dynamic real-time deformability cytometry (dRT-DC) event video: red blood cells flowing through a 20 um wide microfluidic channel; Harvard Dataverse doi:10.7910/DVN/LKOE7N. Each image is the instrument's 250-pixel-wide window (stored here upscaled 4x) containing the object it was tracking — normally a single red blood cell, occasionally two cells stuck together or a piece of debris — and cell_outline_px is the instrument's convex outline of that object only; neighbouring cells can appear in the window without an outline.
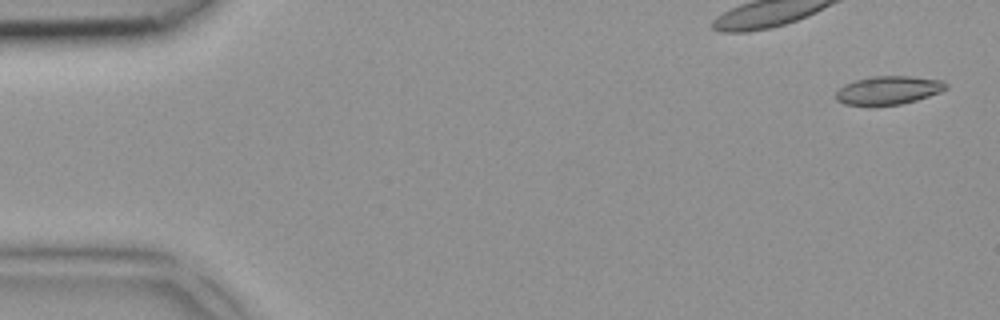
{"species": "common noctule bat (a hibernating species)", "species_latin": "Nyctalus noctula", "temperature_condition": "room temperature", "stored_images_in_passage": 5, "camera_frame_rate_fps": 3000, "um_per_image_px": 0.085, "animal": {"sex": "female", "body_mass_g": 18.4}, "frame": {"image": 1, "passage_image": 1, "time_ms": 0.0, "image_size_px": [1000, 320], "cell_outline_px": [[948, 88], [940, 92], [916, 100], [900, 104], [868, 108], [844, 104], [836, 100], [836, 92], [844, 84], [856, 80], [872, 76], [912, 76], [944, 80], [948, 84]], "centroid_in_image_um": [75.49, 7.7], "position_along_channel_um": 9.5, "area_um2": 18.84}}